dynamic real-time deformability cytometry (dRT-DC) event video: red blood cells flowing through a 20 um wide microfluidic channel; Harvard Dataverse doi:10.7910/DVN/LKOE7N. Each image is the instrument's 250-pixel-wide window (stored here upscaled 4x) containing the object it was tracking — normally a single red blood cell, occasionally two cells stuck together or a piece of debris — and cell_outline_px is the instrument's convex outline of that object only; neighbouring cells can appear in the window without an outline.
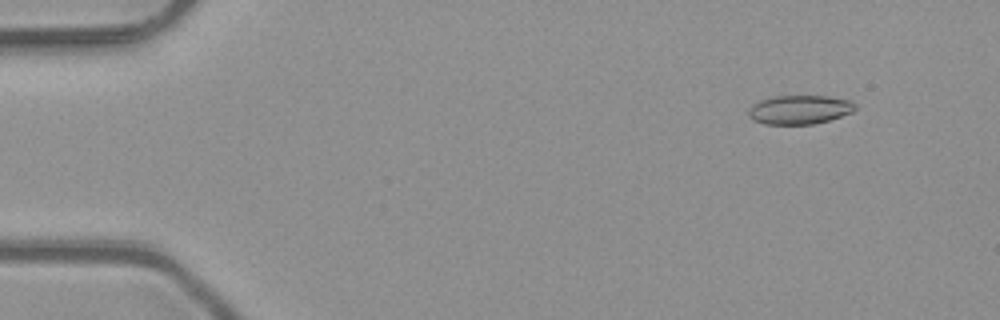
{"species": "common noctule bat (a hibernating species)", "species_latin": "Nyctalus noctula", "temperature_condition": "room temperature", "stored_images_in_passage": 47, "camera_frame_rate_fps": 3000, "um_per_image_px": 0.085, "animal": {"sex": "male", "body_mass_g": 23.1, "forearm_length_mm": 52.7}, "frame": {"image": 1, "passage_image": 2, "time_ms": 0.333, "image_size_px": [1000, 320], "cell_outline_px": [[856, 108], [852, 112], [828, 120], [812, 124], [764, 124], [752, 120], [748, 116], [748, 108], [752, 104], [760, 100], [772, 96], [828, 96], [852, 100], [856, 104]], "centroid_in_image_um": [67.94, 9.31], "position_along_channel_um": 17.1, "area_um2": 18.15}}
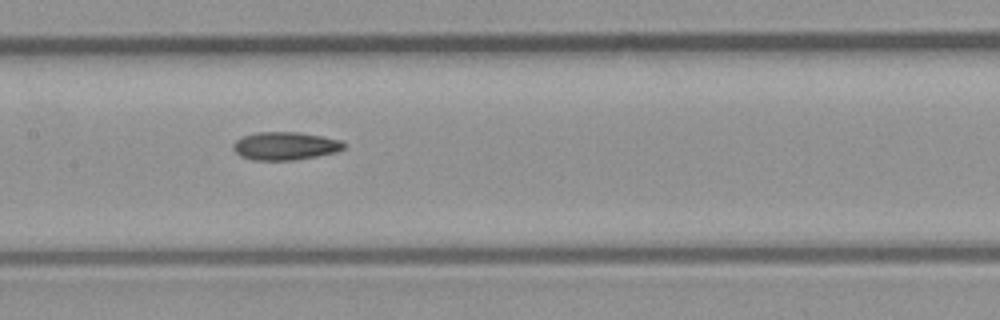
{"frame": {"image": 2, "passage_image": 22, "time_ms": 7.0, "image_size_px": [1000, 320], "cell_outline_px": [[344, 148], [336, 152], [316, 156], [292, 160], [252, 160], [240, 156], [232, 148], [232, 144], [236, 140], [244, 136], [256, 132], [296, 132], [320, 136], [340, 140], [344, 144]], "centroid_in_image_um": [24.19, 12.41], "position_along_channel_um": 183.2, "area_um2": 17.92}}
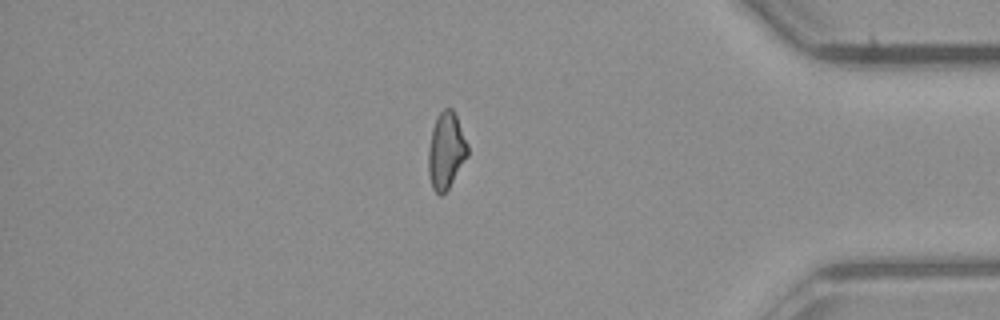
{"frame": {"image": 3, "passage_image": 40, "time_ms": 13.0, "image_size_px": [1000, 320], "cell_outline_px": [[468, 156], [448, 188], [440, 196], [432, 188], [428, 172], [428, 148], [432, 128], [440, 112], [444, 108], [452, 108], [456, 116], [468, 144]], "centroid_in_image_um": [37.91, 12.81], "position_along_channel_um": 397.3, "area_um2": 17.4}, "authors_computed_cell_mechanics": {"area_um2": 17.918, "velocity_mm_per_s": 4.1184, "shape_relaxation_time_tau1_ms": null, "shape_relaxation_time_tau2_ms": 5.4492, "deformation_change_tau1": null, "deformation_change_tau2": 0.1315}}